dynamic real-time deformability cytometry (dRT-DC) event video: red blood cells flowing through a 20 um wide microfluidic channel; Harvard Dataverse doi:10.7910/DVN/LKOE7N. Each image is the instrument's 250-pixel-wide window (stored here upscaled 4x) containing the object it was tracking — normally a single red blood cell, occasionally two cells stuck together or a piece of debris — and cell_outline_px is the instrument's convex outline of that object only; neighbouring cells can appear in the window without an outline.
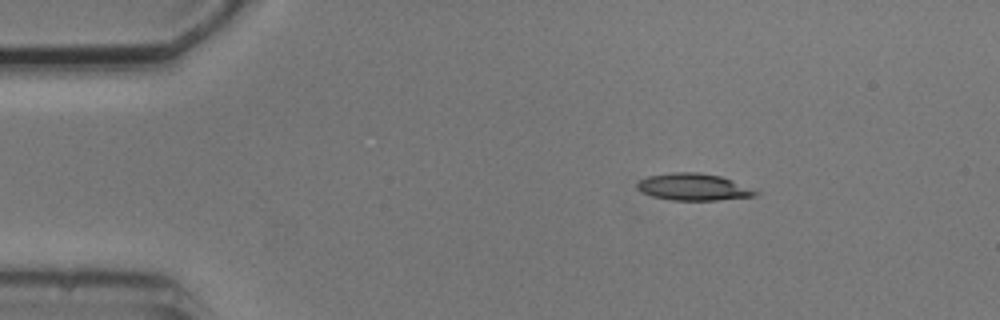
{"species": "common noctule bat (a hibernating species)", "species_latin": "Nyctalus noctula", "temperature_condition": "cold", "stored_images_in_passage": 3, "camera_frame_rate_fps": 3000, "um_per_image_px": 0.085, "animal": {"sex": "male", "body_mass_g": 20.5, "forearm_length_mm": 52.5}, "frame": {"image": 1, "passage_image": 1, "time_ms": 0.0, "image_size_px": [1000, 320], "cell_outline_px": [[760, 192], [756, 196], [716, 200], [672, 200], [652, 196], [640, 192], [636, 188], [636, 184], [640, 180], [648, 176], [672, 172], [700, 172], [720, 176], [732, 180]], "centroid_in_image_um": [58.92, 15.89], "position_along_channel_um": 26.1, "area_um2": 18.61}}